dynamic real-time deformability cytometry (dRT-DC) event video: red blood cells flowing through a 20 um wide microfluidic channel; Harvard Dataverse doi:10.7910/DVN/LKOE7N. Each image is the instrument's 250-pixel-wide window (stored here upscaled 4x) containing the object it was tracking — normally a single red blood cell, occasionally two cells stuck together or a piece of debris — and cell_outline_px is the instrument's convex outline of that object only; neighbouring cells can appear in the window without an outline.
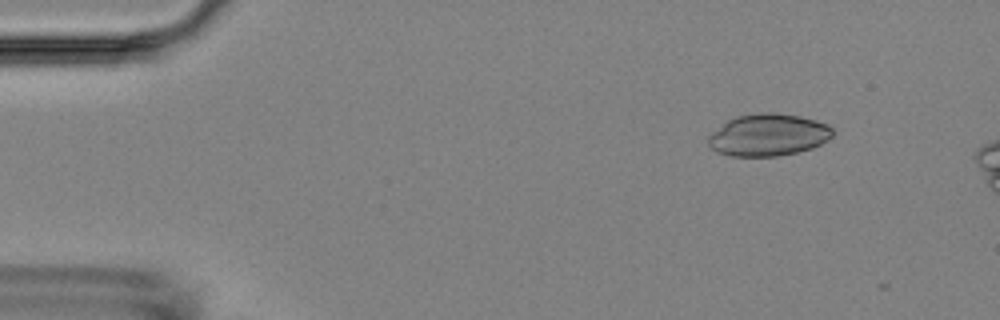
{"species": "Egyptian fruit bat (a non-hibernating species)", "species_latin": "Rousettus aegyptiacus", "temperature_condition": "room temperature", "stored_images_in_passage": 9, "camera_frame_rate_fps": 3000, "um_per_image_px": 0.085, "animal": {"sex": "female"}, "frame": {"image": 1, "passage_image": 4, "time_ms": 1.0, "image_size_px": [1000, 320], "cell_outline_px": [[832, 136], [828, 140], [812, 148], [796, 152], [776, 156], [732, 156], [716, 152], [708, 144], [708, 136], [712, 132], [728, 120], [736, 116], [760, 112], [772, 112], [800, 116], [816, 120], [828, 124], [832, 128]], "centroid_in_image_um": [65.3, 11.46], "position_along_channel_um": 19.7, "area_um2": 30.52}}